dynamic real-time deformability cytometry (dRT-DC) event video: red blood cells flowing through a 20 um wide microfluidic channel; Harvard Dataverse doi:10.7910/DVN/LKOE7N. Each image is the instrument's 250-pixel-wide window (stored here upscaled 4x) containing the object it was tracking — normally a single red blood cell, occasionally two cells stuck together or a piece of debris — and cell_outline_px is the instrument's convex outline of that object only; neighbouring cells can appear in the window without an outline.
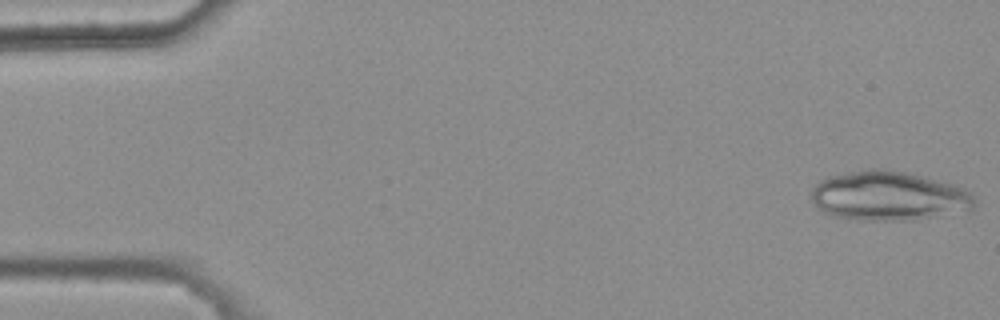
{"species": "common noctule bat (a hibernating species)", "species_latin": "Nyctalus noctula", "temperature_condition": "warm", "stored_images_in_passage": 6, "camera_frame_rate_fps": 3000, "um_per_image_px": 0.085, "animal": {"sex": "female", "body_mass_g": 25.1}, "frame": {"image": 1, "passage_image": 1, "time_ms": 0.0, "image_size_px": [1000, 320], "cell_outline_px": [[976, 204], [972, 208], [936, 216], [916, 220], [864, 220], [836, 216], [824, 212], [812, 200], [812, 188], [820, 180], [828, 176], [868, 168], [884, 168], [924, 176], [952, 184], [964, 188], [972, 192], [976, 200]], "centroid_in_image_um": [75.55, 16.64], "position_along_channel_um": 9.4, "area_um2": 46.82}}